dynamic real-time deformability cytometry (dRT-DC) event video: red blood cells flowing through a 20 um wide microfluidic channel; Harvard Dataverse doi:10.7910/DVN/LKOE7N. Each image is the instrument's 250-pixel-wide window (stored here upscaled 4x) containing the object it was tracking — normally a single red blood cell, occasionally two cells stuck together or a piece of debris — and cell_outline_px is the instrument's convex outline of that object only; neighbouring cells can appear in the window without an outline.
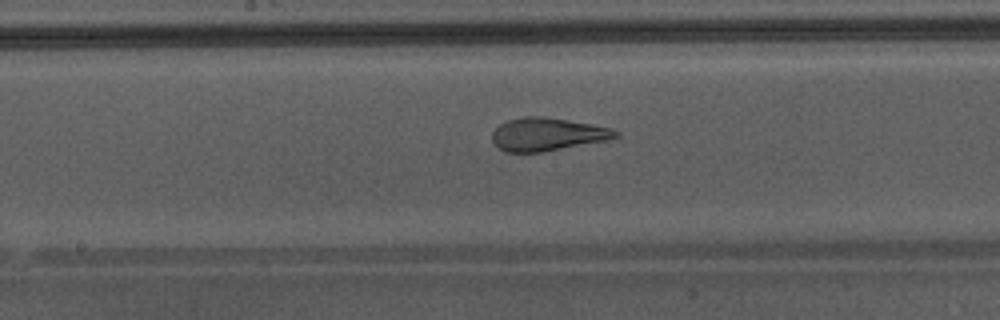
{"species": "Egyptian fruit bat (a non-hibernating species)", "species_latin": "Rousettus aegyptiacus", "temperature_condition": "warm", "stored_images_in_passage": 49, "camera_frame_rate_fps": 3000, "um_per_image_px": 0.085, "animal": {"sex": "male"}, "frame": {"image": 1, "passage_image": 28, "time_ms": 9.0, "image_size_px": [1000, 320], "cell_outline_px": [[620, 136], [608, 140], [544, 152], [508, 152], [500, 148], [492, 140], [492, 132], [500, 124], [508, 120], [524, 116], [540, 116], [568, 120], [592, 124], [608, 128], [620, 132]], "centroid_in_image_um": [46.54, 11.42], "position_along_channel_um": 201.7, "area_um2": 23.64}, "authors_computed_cell_mechanics": {"area_um2": 28.322, "velocity_mm_per_s": 4.3658, "shape_relaxation_time_tau1_ms": 7.4732, "shape_relaxation_time_tau2_ms": 0.854, "deformation_change_tau1": 0.2628, "deformation_change_tau2": 0.0894}}